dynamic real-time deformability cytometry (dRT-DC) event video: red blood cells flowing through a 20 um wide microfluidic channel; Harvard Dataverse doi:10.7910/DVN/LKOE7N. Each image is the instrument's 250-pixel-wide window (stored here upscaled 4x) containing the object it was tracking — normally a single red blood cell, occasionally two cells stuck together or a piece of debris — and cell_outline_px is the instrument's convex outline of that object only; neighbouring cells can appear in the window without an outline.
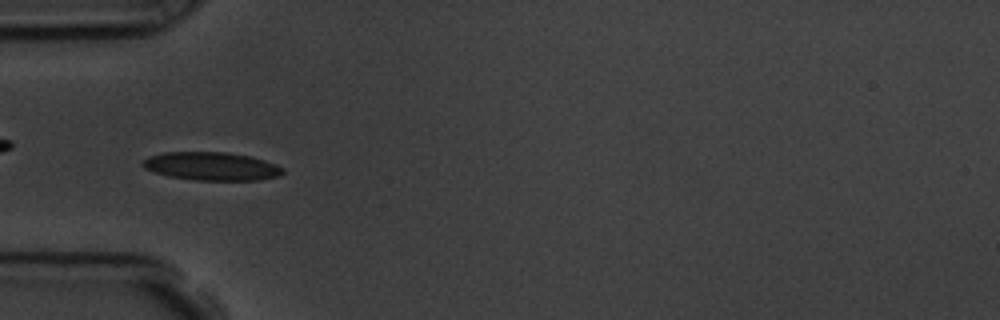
{"species": "common noctule bat (a hibernating species)", "species_latin": "Nyctalus noctula", "temperature_condition": "room temperature", "stored_images_in_passage": 56, "camera_frame_rate_fps": 3000, "um_per_image_px": 0.085, "animal": {"sex": "male", "body_mass_g": 19.5, "forearm_length_mm": 54.6}, "frame": {"image": 1, "passage_image": 17, "time_ms": 5.333, "image_size_px": [1000, 320], "cell_outline_px": [[284, 172], [280, 176], [260, 180], [196, 180], [168, 176], [144, 168], [140, 164], [148, 156], [164, 152], [228, 152], [252, 156], [276, 164], [284, 168]], "centroid_in_image_um": [18.01, 14.12], "position_along_channel_um": 67.0, "area_um2": 23.24}, "authors_computed_cell_mechanics": {"area_um2": 22.6865, "velocity_mm_per_s": 3.5619, "shape_relaxation_time_tau1_ms": 5.4789, "shape_relaxation_time_tau2_ms": 2.3182, "deformation_change_tau1": 0.1198, "deformation_change_tau2": 0.0711}}